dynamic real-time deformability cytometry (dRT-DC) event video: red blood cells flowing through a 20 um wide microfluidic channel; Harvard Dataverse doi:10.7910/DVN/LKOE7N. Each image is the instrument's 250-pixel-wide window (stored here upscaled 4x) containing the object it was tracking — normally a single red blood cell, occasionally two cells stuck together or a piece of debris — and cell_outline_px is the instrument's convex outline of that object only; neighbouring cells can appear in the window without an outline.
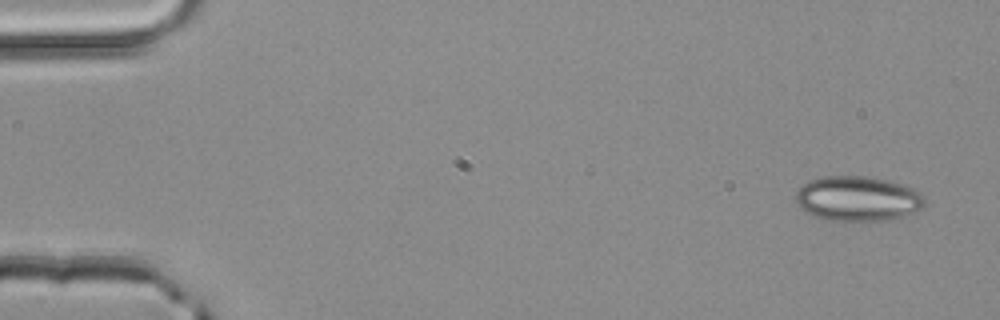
{"species": "common noctule bat (a hibernating species)", "species_latin": "Nyctalus noctula", "temperature_condition": "room temperature", "stored_images_in_passage": 5, "segment_of_instrument_passage": [1, 2], "camera_frame_rate_fps": 3000, "um_per_image_px": 0.085, "animal": {"sex": "male", "body_mass_g": 20.4}, "frame": {"image": 1, "passage_image": 1, "time_ms": 0.0, "image_size_px": [1000, 320], "cell_outline_px": [[924, 208], [888, 220], [828, 220], [812, 216], [804, 212], [796, 204], [796, 192], [800, 184], [808, 180], [820, 176], [868, 176], [888, 180], [912, 188], [920, 192], [924, 196]], "centroid_in_image_um": [72.84, 16.87], "position_along_channel_um": 12.2, "area_um2": 33.99}}